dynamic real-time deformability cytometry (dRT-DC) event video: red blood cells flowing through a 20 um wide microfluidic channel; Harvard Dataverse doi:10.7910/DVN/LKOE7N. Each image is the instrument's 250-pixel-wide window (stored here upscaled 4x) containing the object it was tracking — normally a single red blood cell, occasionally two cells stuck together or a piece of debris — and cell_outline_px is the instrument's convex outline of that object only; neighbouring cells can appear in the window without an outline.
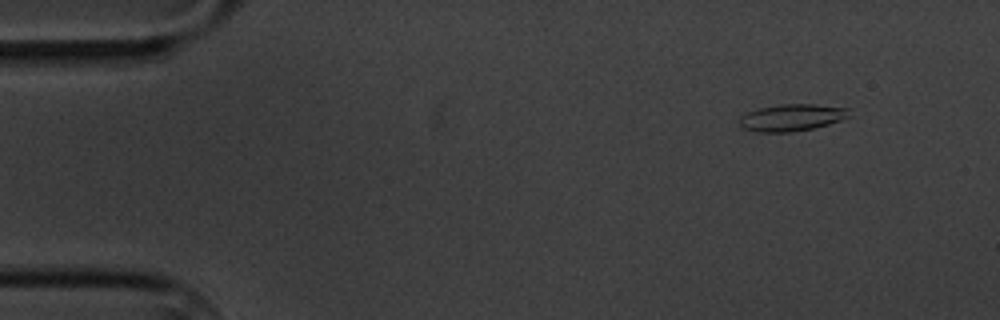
{"species": "common noctule bat (a hibernating species)", "species_latin": "Nyctalus noctula", "temperature_condition": "cold", "stored_images_in_passage": 4, "camera_frame_rate_fps": 3000, "um_per_image_px": 0.085, "animal": {"sex": "male", "body_mass_g": 20.1, "forearm_length_mm": 53.5}, "frame": {"image": 1, "passage_image": 1, "time_ms": 0.0, "image_size_px": [1000, 320], "cell_outline_px": [[852, 116], [828, 124], [812, 128], [792, 132], [756, 132], [744, 128], [740, 124], [740, 116], [748, 112], [760, 108], [780, 104], [816, 104], [848, 108]], "centroid_in_image_um": [67.33, 9.99], "position_along_channel_um": 17.7, "area_um2": 17.17}}